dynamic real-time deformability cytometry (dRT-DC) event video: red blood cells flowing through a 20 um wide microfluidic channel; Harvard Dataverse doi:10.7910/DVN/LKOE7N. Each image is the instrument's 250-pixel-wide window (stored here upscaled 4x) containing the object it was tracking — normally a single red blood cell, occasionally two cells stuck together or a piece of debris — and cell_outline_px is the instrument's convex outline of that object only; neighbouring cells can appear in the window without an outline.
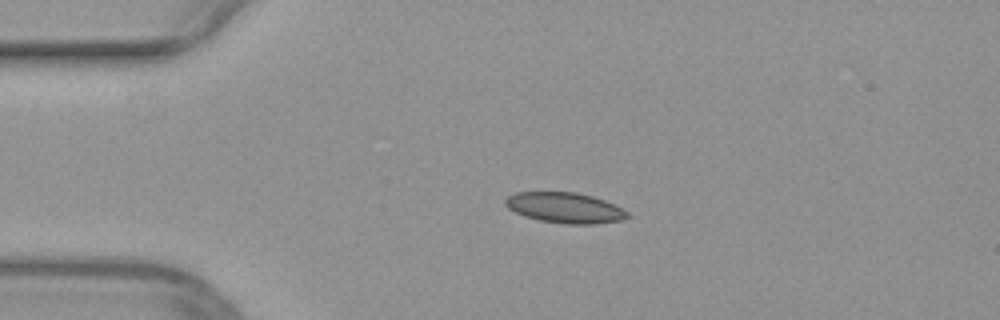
{"species": "common noctule bat (a hibernating species)", "species_latin": "Nyctalus noctula", "temperature_condition": "warm", "stored_images_in_passage": 40, "camera_frame_rate_fps": 3000, "um_per_image_px": 0.085, "animal": {"sex": "female", "body_mass_g": 29.2, "forearm_length_mm": 56.3}, "frame": {"image": 1, "passage_image": 1, "time_ms": 0.0, "image_size_px": [1000, 320], "cell_outline_px": [[632, 216], [624, 220], [596, 224], [564, 224], [540, 220], [524, 216], [508, 208], [504, 204], [504, 200], [508, 196], [516, 192], [576, 192], [592, 196], [604, 200], [628, 212]], "centroid_in_image_um": [48.03, 17.67], "position_along_channel_um": 37.0, "area_um2": 21.79}}
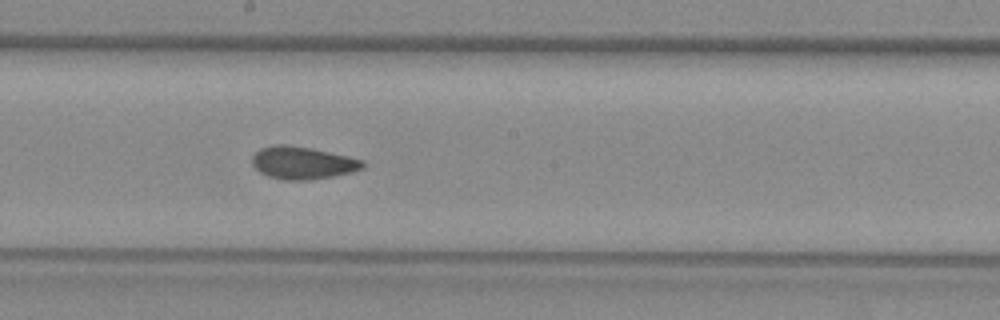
{"frame": {"image": 2, "passage_image": 17, "time_ms": 5.333, "image_size_px": [1000, 320], "cell_outline_px": [[364, 168], [352, 172], [332, 176], [308, 180], [284, 180], [268, 176], [260, 172], [252, 164], [252, 156], [260, 148], [276, 144], [288, 144], [348, 156], [364, 160]], "centroid_in_image_um": [25.71, 13.84], "position_along_channel_um": 222.5, "area_um2": 20.87}}
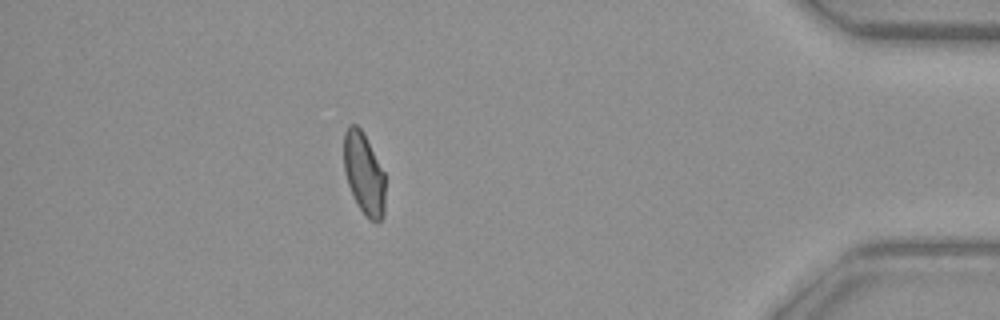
{"frame": {"image": 3, "passage_image": 34, "time_ms": 11.0, "image_size_px": [1000, 320], "cell_outline_px": [[384, 216], [376, 224], [368, 220], [364, 216], [356, 204], [348, 184], [344, 172], [344, 132], [348, 124], [356, 124], [364, 132], [384, 172]], "centroid_in_image_um": [30.93, 14.78], "position_along_channel_um": 404.3, "area_um2": 20.11}}